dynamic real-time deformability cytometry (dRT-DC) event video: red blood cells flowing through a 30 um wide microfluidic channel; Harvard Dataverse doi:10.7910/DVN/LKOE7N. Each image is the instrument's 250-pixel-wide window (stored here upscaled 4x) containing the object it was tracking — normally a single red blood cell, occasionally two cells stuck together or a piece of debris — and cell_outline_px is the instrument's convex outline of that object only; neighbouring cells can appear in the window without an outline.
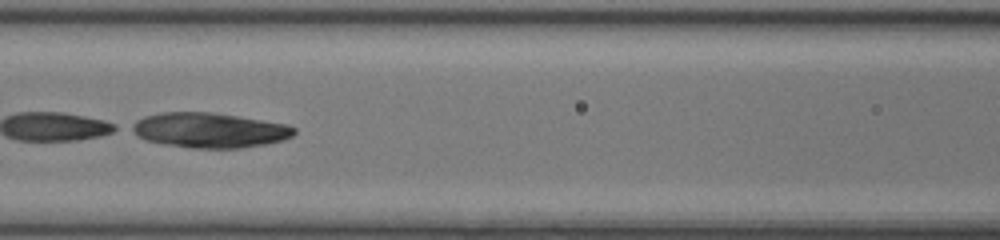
{"species": "common noctule bat (a hibernating species)", "species_latin": "Nyctalus noctula", "temperature_condition": "room temperature", "stored_images_in_passage": 46, "camera_frame_rate_fps": 3000, "um_per_image_px": 0.085, "animal": {"sex": "female", "body_mass_g": 17.0, "forearm_length_mm": 48.0}, "frame": {"image": 1, "passage_image": 20, "time_ms": 6.333, "image_size_px": [1000, 240], "cell_outline_px": [[296, 132], [292, 136], [284, 140], [264, 144], [240, 148], [192, 148], [164, 144], [144, 140], [136, 136], [128, 128], [128, 124], [144, 116], [160, 112], [212, 112], [284, 124], [296, 128]], "centroid_in_image_um": [17.71, 11.07], "position_along_channel_um": 148.9, "area_um2": 33.23}}
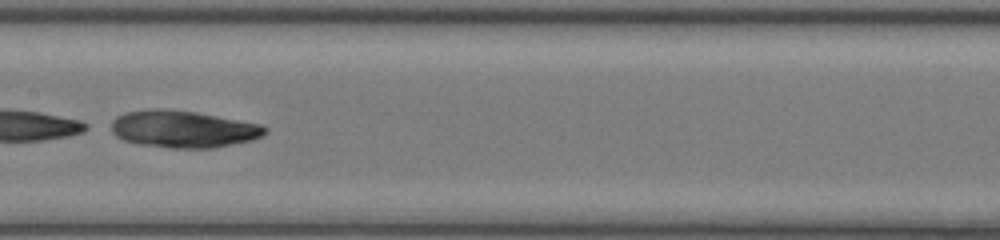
{"frame": {"image": 2, "passage_image": 23, "time_ms": 7.333, "image_size_px": [1000, 240], "cell_outline_px": [[268, 132], [264, 136], [252, 140], [212, 148], [168, 148], [136, 144], [124, 140], [116, 136], [112, 132], [112, 120], [116, 116], [124, 112], [152, 108], [164, 108], [196, 112], [260, 124], [268, 128]], "centroid_in_image_um": [15.56, 10.97], "position_along_channel_um": 191.8, "area_um2": 33.52}}
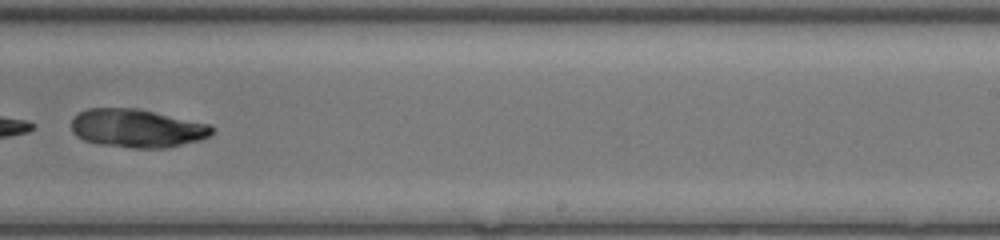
{"frame": {"image": 3, "passage_image": 29, "time_ms": 9.333, "image_size_px": [1000, 240], "cell_outline_px": [[216, 132], [212, 136], [200, 140], [168, 148], [132, 148], [100, 144], [84, 140], [76, 136], [72, 132], [72, 116], [88, 108], [140, 108], [212, 124], [216, 128]], "centroid_in_image_um": [11.72, 10.9], "position_along_channel_um": 277.3, "area_um2": 32.14}}